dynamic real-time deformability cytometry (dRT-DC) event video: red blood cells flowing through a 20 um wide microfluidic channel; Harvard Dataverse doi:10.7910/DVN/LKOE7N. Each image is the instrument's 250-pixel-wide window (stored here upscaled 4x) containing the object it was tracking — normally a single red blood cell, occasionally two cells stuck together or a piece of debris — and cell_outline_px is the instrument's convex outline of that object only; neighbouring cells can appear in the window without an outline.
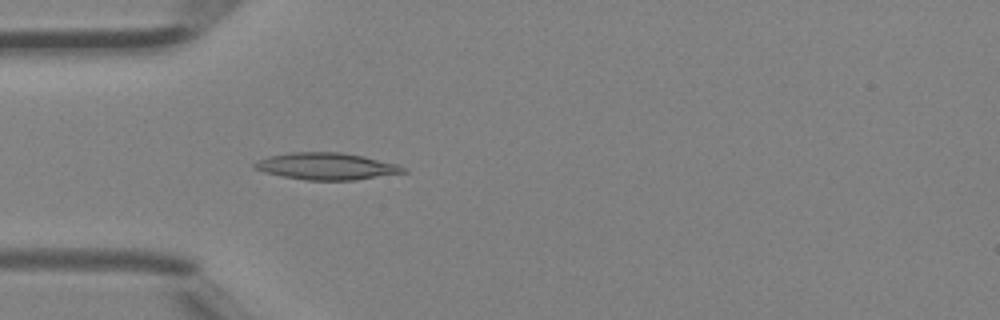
{"species": "Egyptian fruit bat (a non-hibernating species)", "species_latin": "Rousettus aegyptiacus", "temperature_condition": "room temperature", "stored_images_in_passage": 33, "camera_frame_rate_fps": 3000, "um_per_image_px": 0.085, "animal": {"sex": "female"}, "frame": {"image": 1, "passage_image": 1, "time_ms": 0.0, "image_size_px": [1000, 320], "cell_outline_px": [[408, 172], [356, 180], [304, 180], [264, 172], [252, 168], [252, 164], [256, 160], [268, 156], [292, 152], [340, 152], [364, 156], [396, 164], [408, 168]], "centroid_in_image_um": [27.74, 14.13], "position_along_channel_um": 57.3, "area_um2": 23.47}}
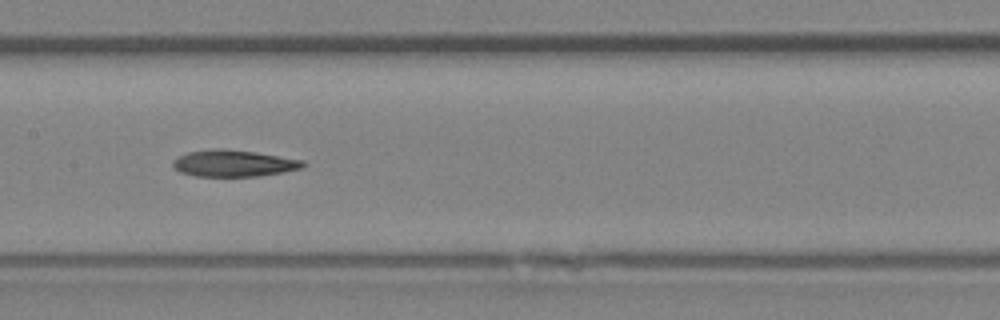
{"frame": {"image": 2, "passage_image": 10, "time_ms": 3.0, "image_size_px": [1000, 320], "cell_outline_px": [[308, 164], [304, 168], [284, 172], [260, 176], [196, 176], [180, 172], [172, 168], [172, 160], [188, 152], [220, 148], [256, 152], [304, 160]], "centroid_in_image_um": [19.9, 13.89], "position_along_channel_um": 187.5, "area_um2": 20.35}}
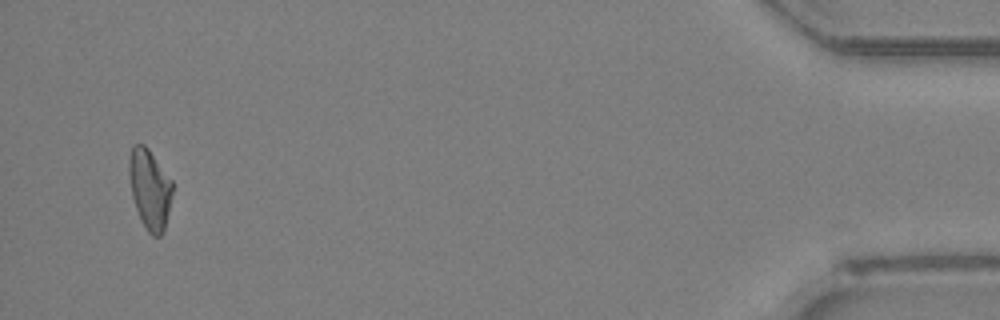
{"frame": {"image": 3, "passage_image": 31, "time_ms": 10.0, "image_size_px": [1000, 320], "cell_outline_px": [[172, 192], [168, 212], [164, 228], [160, 236], [152, 236], [148, 232], [136, 208], [132, 196], [128, 172], [128, 160], [132, 144], [144, 144], [148, 148], [172, 180]], "centroid_in_image_um": [12.71, 16.02], "position_along_channel_um": 422.5, "area_um2": 20.0}}